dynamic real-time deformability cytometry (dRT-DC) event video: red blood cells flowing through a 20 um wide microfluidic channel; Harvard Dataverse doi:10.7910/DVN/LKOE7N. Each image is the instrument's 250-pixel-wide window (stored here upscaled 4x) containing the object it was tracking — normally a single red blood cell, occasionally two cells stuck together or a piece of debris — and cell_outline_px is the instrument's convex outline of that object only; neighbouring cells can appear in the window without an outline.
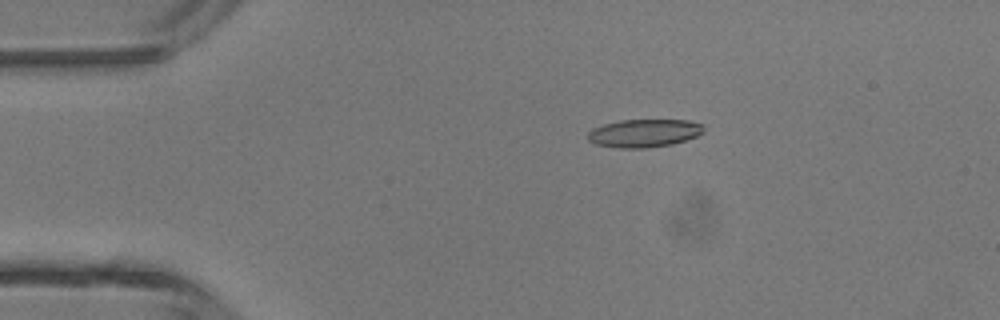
{"species": "common noctule bat (a hibernating species)", "species_latin": "Nyctalus noctula", "temperature_condition": "room temperature", "stored_images_in_passage": 4, "camera_frame_rate_fps": 3000, "um_per_image_px": 0.085, "animal": {"sex": "male", "body_mass_g": 13.3}, "frame": {"image": 1, "passage_image": 2, "time_ms": 0.333, "image_size_px": [1000, 320], "cell_outline_px": [[704, 132], [696, 136], [672, 144], [648, 148], [620, 148], [596, 144], [588, 140], [588, 132], [592, 128], [604, 124], [620, 120], [688, 120], [704, 124]], "centroid_in_image_um": [54.76, 11.31], "position_along_channel_um": 30.2, "area_um2": 18.96}}